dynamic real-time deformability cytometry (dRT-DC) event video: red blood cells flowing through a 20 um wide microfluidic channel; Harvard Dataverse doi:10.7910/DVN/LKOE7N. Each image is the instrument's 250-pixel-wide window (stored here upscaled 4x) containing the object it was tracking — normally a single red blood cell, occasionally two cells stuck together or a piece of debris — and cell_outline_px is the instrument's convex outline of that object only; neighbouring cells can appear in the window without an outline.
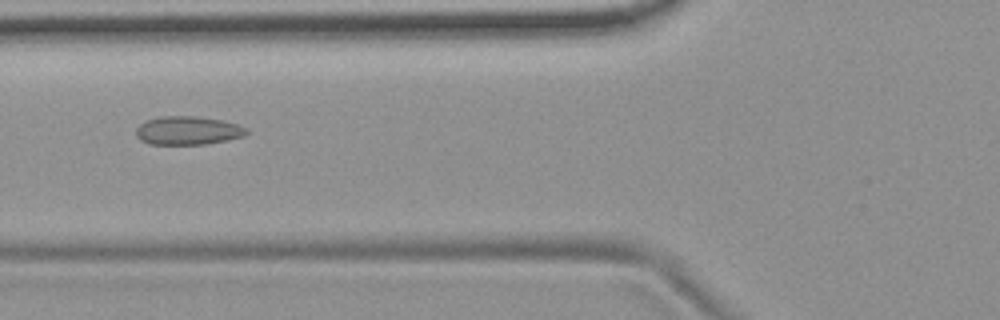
{"species": "common noctule bat (a hibernating species)", "species_latin": "Nyctalus noctula", "temperature_condition": "room temperature", "stored_images_in_passage": 38, "camera_frame_rate_fps": 3000, "um_per_image_px": 0.085, "animal": {"sex": "female", "body_mass_g": 19.9}, "frame": {"image": 1, "passage_image": 4, "time_ms": 1.0, "image_size_px": [1000, 320], "cell_outline_px": [[248, 132], [244, 136], [228, 140], [208, 144], [148, 144], [140, 140], [136, 136], [136, 128], [140, 124], [148, 120], [160, 116], [196, 116], [224, 120], [248, 128]], "centroid_in_image_um": [15.98, 11.1], "position_along_channel_um": 109.8, "area_um2": 18.5}}
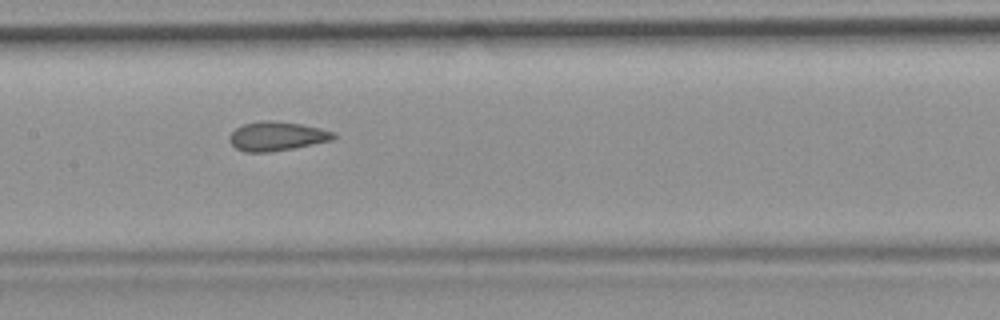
{"frame": {"image": 2, "passage_image": 10, "time_ms": 3.0, "image_size_px": [1000, 320], "cell_outline_px": [[336, 136], [332, 140], [272, 152], [244, 152], [236, 148], [228, 140], [228, 136], [236, 128], [244, 124], [260, 120], [268, 120], [300, 124], [320, 128], [332, 132]], "centroid_in_image_um": [23.48, 11.58], "position_along_channel_um": 183.9, "area_um2": 17.51}}
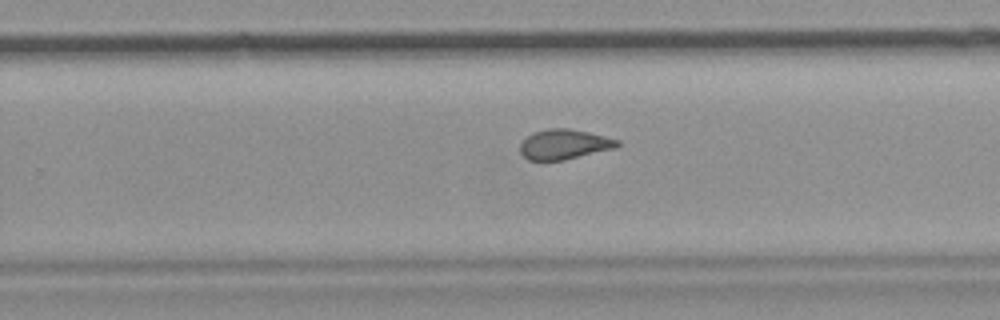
{"frame": {"image": 3, "passage_image": 18, "time_ms": 5.667, "image_size_px": [1000, 320], "cell_outline_px": [[620, 144], [616, 148], [564, 160], [528, 160], [520, 152], [520, 144], [532, 132], [548, 128], [568, 128], [588, 132], [620, 140]], "centroid_in_image_um": [47.96, 12.26], "position_along_channel_um": 281.8, "area_um2": 16.99}}